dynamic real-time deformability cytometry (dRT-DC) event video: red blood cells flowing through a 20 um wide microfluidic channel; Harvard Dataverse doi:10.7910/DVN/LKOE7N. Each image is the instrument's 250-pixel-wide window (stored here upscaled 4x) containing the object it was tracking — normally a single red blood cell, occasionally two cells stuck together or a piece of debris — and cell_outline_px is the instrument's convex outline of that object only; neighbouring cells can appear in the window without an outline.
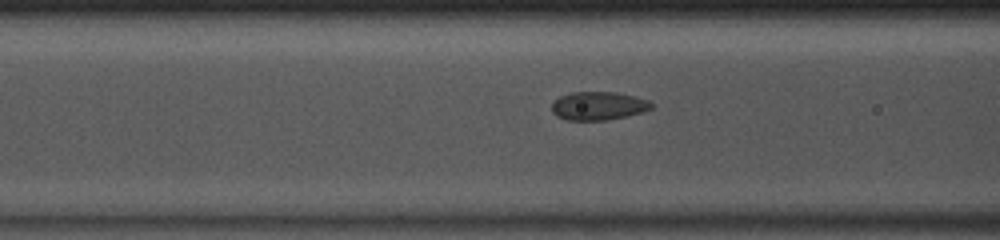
{"species": "common noctule bat (a hibernating species)", "species_latin": "Nyctalus noctula", "temperature_condition": "room temperature", "stored_images_in_passage": 34, "camera_frame_rate_fps": 3000, "um_per_image_px": 0.085, "animal": {"sex": "male", "body_mass_g": 13.0, "forearm_length_mm": 53.1}, "frame": {"image": 1, "passage_image": 5, "time_ms": 1.333, "image_size_px": [1000, 240], "cell_outline_px": [[652, 108], [640, 112], [624, 116], [604, 120], [568, 120], [556, 116], [552, 112], [552, 100], [560, 96], [572, 92], [616, 92], [636, 96], [648, 100], [652, 104]], "centroid_in_image_um": [50.81, 8.98], "position_along_channel_um": 115.8, "area_um2": 16.42}}
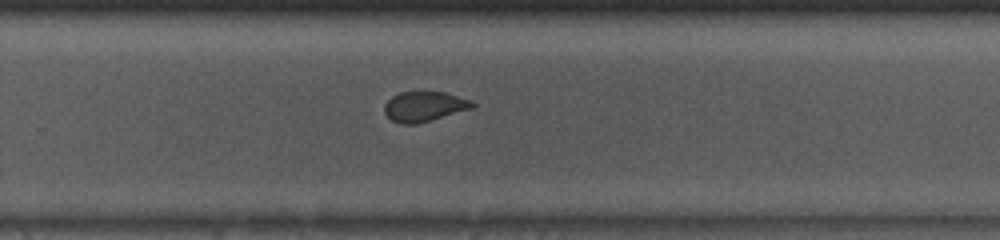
{"frame": {"image": 2, "passage_image": 18, "time_ms": 5.667, "image_size_px": [1000, 240], "cell_outline_px": [[476, 108], [416, 124], [400, 124], [392, 120], [384, 112], [384, 104], [392, 96], [400, 92], [444, 92], [468, 100], [476, 104]], "centroid_in_image_um": [36.06, 9.06], "position_along_channel_um": 293.7, "area_um2": 15.37}}
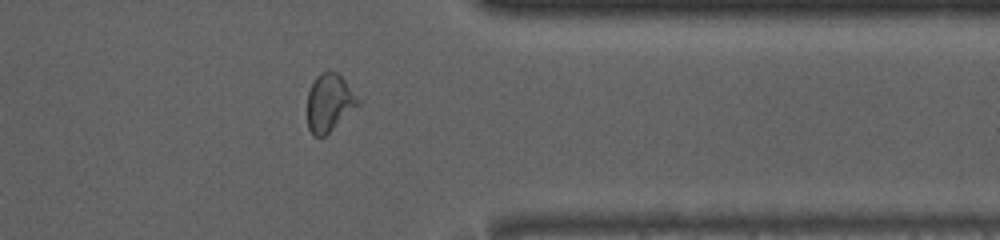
{"frame": {"image": 3, "passage_image": 25, "time_ms": 8.0, "image_size_px": [1000, 240], "cell_outline_px": [[360, 104], [324, 136], [312, 136], [308, 128], [308, 92], [316, 76], [320, 72], [336, 72], [344, 80], [360, 100]], "centroid_in_image_um": [27.98, 8.74], "position_along_channel_um": 383.4, "area_um2": 16.7}, "authors_computed_cell_mechanics": {"area_um2": 16.184, "velocity_mm_per_s": 4.1102, "shape_relaxation_time_tau1_ms": null, "shape_relaxation_time_tau2_ms": 0.7448, "deformation_change_tau1": null, "deformation_change_tau2": 0.0437}}